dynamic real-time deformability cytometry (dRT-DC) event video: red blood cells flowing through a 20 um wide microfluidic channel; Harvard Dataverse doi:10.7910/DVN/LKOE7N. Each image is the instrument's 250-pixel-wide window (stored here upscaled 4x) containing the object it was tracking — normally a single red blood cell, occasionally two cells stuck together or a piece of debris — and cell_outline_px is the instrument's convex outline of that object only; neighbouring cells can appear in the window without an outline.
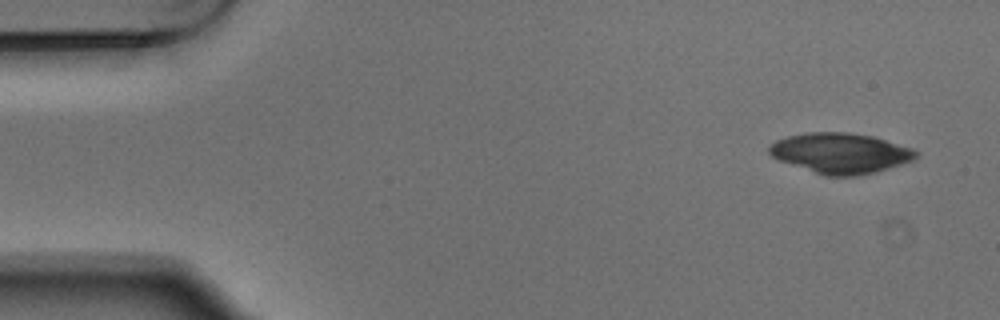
{"species": "Egyptian fruit bat (a non-hibernating species)", "species_latin": "Rousettus aegyptiacus", "temperature_condition": "warm", "stored_images_in_passage": 3, "camera_frame_rate_fps": 3000, "um_per_image_px": 0.085, "animal": {"sex": "male"}, "frame": {"image": 1, "passage_image": 1, "time_ms": 0.0, "image_size_px": [1000, 320], "cell_outline_px": [[920, 156], [916, 160], [872, 172], [856, 176], [828, 176], [780, 160], [772, 156], [768, 152], [768, 148], [776, 140], [788, 136], [808, 132], [848, 132], [872, 136], [912, 148], [920, 152]], "centroid_in_image_um": [71.49, 13.0], "position_along_channel_um": 13.5, "area_um2": 34.16}}